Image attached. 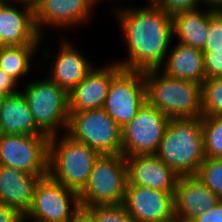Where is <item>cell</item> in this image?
<instances>
[{
    "label": "cell",
    "mask_w": 222,
    "mask_h": 222,
    "mask_svg": "<svg viewBox=\"0 0 222 222\" xmlns=\"http://www.w3.org/2000/svg\"><path fill=\"white\" fill-rule=\"evenodd\" d=\"M122 67L118 63L93 68L87 76L69 92V112L103 108L113 76Z\"/></svg>",
    "instance_id": "17"
},
{
    "label": "cell",
    "mask_w": 222,
    "mask_h": 222,
    "mask_svg": "<svg viewBox=\"0 0 222 222\" xmlns=\"http://www.w3.org/2000/svg\"><path fill=\"white\" fill-rule=\"evenodd\" d=\"M48 143V135H0V165L47 176Z\"/></svg>",
    "instance_id": "10"
},
{
    "label": "cell",
    "mask_w": 222,
    "mask_h": 222,
    "mask_svg": "<svg viewBox=\"0 0 222 222\" xmlns=\"http://www.w3.org/2000/svg\"><path fill=\"white\" fill-rule=\"evenodd\" d=\"M127 182V164L122 154L99 155L79 193L81 207L123 204Z\"/></svg>",
    "instance_id": "5"
},
{
    "label": "cell",
    "mask_w": 222,
    "mask_h": 222,
    "mask_svg": "<svg viewBox=\"0 0 222 222\" xmlns=\"http://www.w3.org/2000/svg\"><path fill=\"white\" fill-rule=\"evenodd\" d=\"M80 208L79 194L47 175L38 181L24 221L70 222Z\"/></svg>",
    "instance_id": "8"
},
{
    "label": "cell",
    "mask_w": 222,
    "mask_h": 222,
    "mask_svg": "<svg viewBox=\"0 0 222 222\" xmlns=\"http://www.w3.org/2000/svg\"><path fill=\"white\" fill-rule=\"evenodd\" d=\"M202 11L197 8L172 16L173 35L178 36V43L203 48L208 35L209 17L216 10L210 8Z\"/></svg>",
    "instance_id": "22"
},
{
    "label": "cell",
    "mask_w": 222,
    "mask_h": 222,
    "mask_svg": "<svg viewBox=\"0 0 222 222\" xmlns=\"http://www.w3.org/2000/svg\"><path fill=\"white\" fill-rule=\"evenodd\" d=\"M83 208L94 217L95 222H133L123 204Z\"/></svg>",
    "instance_id": "27"
},
{
    "label": "cell",
    "mask_w": 222,
    "mask_h": 222,
    "mask_svg": "<svg viewBox=\"0 0 222 222\" xmlns=\"http://www.w3.org/2000/svg\"><path fill=\"white\" fill-rule=\"evenodd\" d=\"M196 177L222 200V158H206Z\"/></svg>",
    "instance_id": "26"
},
{
    "label": "cell",
    "mask_w": 222,
    "mask_h": 222,
    "mask_svg": "<svg viewBox=\"0 0 222 222\" xmlns=\"http://www.w3.org/2000/svg\"><path fill=\"white\" fill-rule=\"evenodd\" d=\"M220 201L196 175L179 176L174 190L176 222H190Z\"/></svg>",
    "instance_id": "14"
},
{
    "label": "cell",
    "mask_w": 222,
    "mask_h": 222,
    "mask_svg": "<svg viewBox=\"0 0 222 222\" xmlns=\"http://www.w3.org/2000/svg\"><path fill=\"white\" fill-rule=\"evenodd\" d=\"M166 59L165 68L161 66L163 71H160L167 76L193 81L201 85L206 80L204 56L201 49L177 42Z\"/></svg>",
    "instance_id": "21"
},
{
    "label": "cell",
    "mask_w": 222,
    "mask_h": 222,
    "mask_svg": "<svg viewBox=\"0 0 222 222\" xmlns=\"http://www.w3.org/2000/svg\"><path fill=\"white\" fill-rule=\"evenodd\" d=\"M17 81L7 75L1 68H0V92L7 95H11L17 93L19 91L16 90Z\"/></svg>",
    "instance_id": "33"
},
{
    "label": "cell",
    "mask_w": 222,
    "mask_h": 222,
    "mask_svg": "<svg viewBox=\"0 0 222 222\" xmlns=\"http://www.w3.org/2000/svg\"><path fill=\"white\" fill-rule=\"evenodd\" d=\"M127 184L174 192L179 176L155 154L125 157Z\"/></svg>",
    "instance_id": "15"
},
{
    "label": "cell",
    "mask_w": 222,
    "mask_h": 222,
    "mask_svg": "<svg viewBox=\"0 0 222 222\" xmlns=\"http://www.w3.org/2000/svg\"><path fill=\"white\" fill-rule=\"evenodd\" d=\"M222 115V76L202 83L201 117Z\"/></svg>",
    "instance_id": "25"
},
{
    "label": "cell",
    "mask_w": 222,
    "mask_h": 222,
    "mask_svg": "<svg viewBox=\"0 0 222 222\" xmlns=\"http://www.w3.org/2000/svg\"><path fill=\"white\" fill-rule=\"evenodd\" d=\"M145 102L144 72L121 68L110 82L103 109L122 128Z\"/></svg>",
    "instance_id": "9"
},
{
    "label": "cell",
    "mask_w": 222,
    "mask_h": 222,
    "mask_svg": "<svg viewBox=\"0 0 222 222\" xmlns=\"http://www.w3.org/2000/svg\"><path fill=\"white\" fill-rule=\"evenodd\" d=\"M70 222H95V220L85 208L81 207Z\"/></svg>",
    "instance_id": "34"
},
{
    "label": "cell",
    "mask_w": 222,
    "mask_h": 222,
    "mask_svg": "<svg viewBox=\"0 0 222 222\" xmlns=\"http://www.w3.org/2000/svg\"><path fill=\"white\" fill-rule=\"evenodd\" d=\"M206 158H222V115L201 117Z\"/></svg>",
    "instance_id": "24"
},
{
    "label": "cell",
    "mask_w": 222,
    "mask_h": 222,
    "mask_svg": "<svg viewBox=\"0 0 222 222\" xmlns=\"http://www.w3.org/2000/svg\"><path fill=\"white\" fill-rule=\"evenodd\" d=\"M94 5L92 0H38L34 4L37 30L41 34L42 25L57 28L80 25L89 20Z\"/></svg>",
    "instance_id": "16"
},
{
    "label": "cell",
    "mask_w": 222,
    "mask_h": 222,
    "mask_svg": "<svg viewBox=\"0 0 222 222\" xmlns=\"http://www.w3.org/2000/svg\"><path fill=\"white\" fill-rule=\"evenodd\" d=\"M46 135L35 123L21 91L7 95L0 106V135Z\"/></svg>",
    "instance_id": "20"
},
{
    "label": "cell",
    "mask_w": 222,
    "mask_h": 222,
    "mask_svg": "<svg viewBox=\"0 0 222 222\" xmlns=\"http://www.w3.org/2000/svg\"><path fill=\"white\" fill-rule=\"evenodd\" d=\"M190 222H222V200L211 209L193 218Z\"/></svg>",
    "instance_id": "31"
},
{
    "label": "cell",
    "mask_w": 222,
    "mask_h": 222,
    "mask_svg": "<svg viewBox=\"0 0 222 222\" xmlns=\"http://www.w3.org/2000/svg\"><path fill=\"white\" fill-rule=\"evenodd\" d=\"M149 7L118 9L128 58L117 62L127 70L160 69L173 36L172 16L156 4Z\"/></svg>",
    "instance_id": "1"
},
{
    "label": "cell",
    "mask_w": 222,
    "mask_h": 222,
    "mask_svg": "<svg viewBox=\"0 0 222 222\" xmlns=\"http://www.w3.org/2000/svg\"><path fill=\"white\" fill-rule=\"evenodd\" d=\"M205 79L222 76V48L203 51Z\"/></svg>",
    "instance_id": "29"
},
{
    "label": "cell",
    "mask_w": 222,
    "mask_h": 222,
    "mask_svg": "<svg viewBox=\"0 0 222 222\" xmlns=\"http://www.w3.org/2000/svg\"><path fill=\"white\" fill-rule=\"evenodd\" d=\"M123 205L133 222L176 221L174 192L127 184Z\"/></svg>",
    "instance_id": "12"
},
{
    "label": "cell",
    "mask_w": 222,
    "mask_h": 222,
    "mask_svg": "<svg viewBox=\"0 0 222 222\" xmlns=\"http://www.w3.org/2000/svg\"><path fill=\"white\" fill-rule=\"evenodd\" d=\"M202 0H158L156 5L162 8L170 16H174L179 12H185L187 10L197 9L198 3Z\"/></svg>",
    "instance_id": "30"
},
{
    "label": "cell",
    "mask_w": 222,
    "mask_h": 222,
    "mask_svg": "<svg viewBox=\"0 0 222 222\" xmlns=\"http://www.w3.org/2000/svg\"><path fill=\"white\" fill-rule=\"evenodd\" d=\"M159 70L143 71L146 101L169 119L201 117L202 85L193 81L172 78L164 73L158 75Z\"/></svg>",
    "instance_id": "3"
},
{
    "label": "cell",
    "mask_w": 222,
    "mask_h": 222,
    "mask_svg": "<svg viewBox=\"0 0 222 222\" xmlns=\"http://www.w3.org/2000/svg\"><path fill=\"white\" fill-rule=\"evenodd\" d=\"M53 62L49 79L68 93L71 92L94 68L87 58L70 42L63 39Z\"/></svg>",
    "instance_id": "19"
},
{
    "label": "cell",
    "mask_w": 222,
    "mask_h": 222,
    "mask_svg": "<svg viewBox=\"0 0 222 222\" xmlns=\"http://www.w3.org/2000/svg\"><path fill=\"white\" fill-rule=\"evenodd\" d=\"M64 134L61 140L58 134L49 137L48 175L79 194L85 187L95 160L100 154Z\"/></svg>",
    "instance_id": "4"
},
{
    "label": "cell",
    "mask_w": 222,
    "mask_h": 222,
    "mask_svg": "<svg viewBox=\"0 0 222 222\" xmlns=\"http://www.w3.org/2000/svg\"><path fill=\"white\" fill-rule=\"evenodd\" d=\"M147 2L149 3V4H156L157 2H158V0H147Z\"/></svg>",
    "instance_id": "38"
},
{
    "label": "cell",
    "mask_w": 222,
    "mask_h": 222,
    "mask_svg": "<svg viewBox=\"0 0 222 222\" xmlns=\"http://www.w3.org/2000/svg\"><path fill=\"white\" fill-rule=\"evenodd\" d=\"M222 48V10H216L209 17L208 35L202 51Z\"/></svg>",
    "instance_id": "28"
},
{
    "label": "cell",
    "mask_w": 222,
    "mask_h": 222,
    "mask_svg": "<svg viewBox=\"0 0 222 222\" xmlns=\"http://www.w3.org/2000/svg\"><path fill=\"white\" fill-rule=\"evenodd\" d=\"M203 4L210 5L212 10H222V0H202Z\"/></svg>",
    "instance_id": "35"
},
{
    "label": "cell",
    "mask_w": 222,
    "mask_h": 222,
    "mask_svg": "<svg viewBox=\"0 0 222 222\" xmlns=\"http://www.w3.org/2000/svg\"><path fill=\"white\" fill-rule=\"evenodd\" d=\"M40 176L0 165V202L23 216L30 209Z\"/></svg>",
    "instance_id": "18"
},
{
    "label": "cell",
    "mask_w": 222,
    "mask_h": 222,
    "mask_svg": "<svg viewBox=\"0 0 222 222\" xmlns=\"http://www.w3.org/2000/svg\"><path fill=\"white\" fill-rule=\"evenodd\" d=\"M38 45L0 46V68L18 80L30 71L32 54Z\"/></svg>",
    "instance_id": "23"
},
{
    "label": "cell",
    "mask_w": 222,
    "mask_h": 222,
    "mask_svg": "<svg viewBox=\"0 0 222 222\" xmlns=\"http://www.w3.org/2000/svg\"><path fill=\"white\" fill-rule=\"evenodd\" d=\"M8 1H12V0H8ZM15 2L17 1L18 3L19 2H24V3H28V4H31V5H34L38 0H14Z\"/></svg>",
    "instance_id": "36"
},
{
    "label": "cell",
    "mask_w": 222,
    "mask_h": 222,
    "mask_svg": "<svg viewBox=\"0 0 222 222\" xmlns=\"http://www.w3.org/2000/svg\"><path fill=\"white\" fill-rule=\"evenodd\" d=\"M65 133L100 155L122 154V128L103 108L69 112Z\"/></svg>",
    "instance_id": "6"
},
{
    "label": "cell",
    "mask_w": 222,
    "mask_h": 222,
    "mask_svg": "<svg viewBox=\"0 0 222 222\" xmlns=\"http://www.w3.org/2000/svg\"><path fill=\"white\" fill-rule=\"evenodd\" d=\"M155 155L178 176L196 175L206 159L202 118L170 119Z\"/></svg>",
    "instance_id": "2"
},
{
    "label": "cell",
    "mask_w": 222,
    "mask_h": 222,
    "mask_svg": "<svg viewBox=\"0 0 222 222\" xmlns=\"http://www.w3.org/2000/svg\"><path fill=\"white\" fill-rule=\"evenodd\" d=\"M169 120L164 113L146 101L135 118L122 127V155L155 154Z\"/></svg>",
    "instance_id": "11"
},
{
    "label": "cell",
    "mask_w": 222,
    "mask_h": 222,
    "mask_svg": "<svg viewBox=\"0 0 222 222\" xmlns=\"http://www.w3.org/2000/svg\"><path fill=\"white\" fill-rule=\"evenodd\" d=\"M0 222H25L24 216L15 208L0 202Z\"/></svg>",
    "instance_id": "32"
},
{
    "label": "cell",
    "mask_w": 222,
    "mask_h": 222,
    "mask_svg": "<svg viewBox=\"0 0 222 222\" xmlns=\"http://www.w3.org/2000/svg\"><path fill=\"white\" fill-rule=\"evenodd\" d=\"M5 97H6V95L0 92V106L2 105V102Z\"/></svg>",
    "instance_id": "37"
},
{
    "label": "cell",
    "mask_w": 222,
    "mask_h": 222,
    "mask_svg": "<svg viewBox=\"0 0 222 222\" xmlns=\"http://www.w3.org/2000/svg\"><path fill=\"white\" fill-rule=\"evenodd\" d=\"M0 2V46L39 45L42 34L35 23L34 5L20 2L24 9Z\"/></svg>",
    "instance_id": "13"
},
{
    "label": "cell",
    "mask_w": 222,
    "mask_h": 222,
    "mask_svg": "<svg viewBox=\"0 0 222 222\" xmlns=\"http://www.w3.org/2000/svg\"><path fill=\"white\" fill-rule=\"evenodd\" d=\"M23 90L36 125L46 135L51 137L57 135L59 129L67 130L69 93L66 90L49 78L29 82Z\"/></svg>",
    "instance_id": "7"
}]
</instances>
